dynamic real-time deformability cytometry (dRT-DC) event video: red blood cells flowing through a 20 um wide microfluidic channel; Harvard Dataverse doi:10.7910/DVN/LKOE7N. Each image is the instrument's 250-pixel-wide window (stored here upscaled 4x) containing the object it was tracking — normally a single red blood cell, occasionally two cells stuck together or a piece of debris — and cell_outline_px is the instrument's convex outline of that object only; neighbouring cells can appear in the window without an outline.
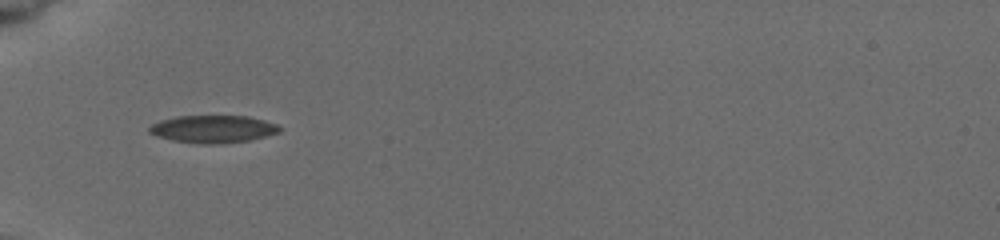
{"species": "common noctule bat (a hibernating species)", "species_latin": "Nyctalus noctula", "temperature_condition": "cold", "stored_images_in_passage": 31, "camera_frame_rate_fps": 3000, "um_per_image_px": 0.085, "animal": {"sex": "female", "body_mass_g": 19.5, "forearm_length_mm": 54.1}, "frame": {"image": 1, "passage_image": 1, "time_ms": 0.0, "image_size_px": [1000, 240], "cell_outline_px": [[280, 132], [248, 140], [220, 144], [204, 144], [172, 140], [156, 136], [148, 132], [148, 128], [152, 124], [160, 120], [176, 116], [248, 116], [264, 120], [276, 124], [280, 128]], "centroid_in_image_um": [18.07, 10.96], "position_along_channel_um": 66.9, "area_um2": 20.81}}
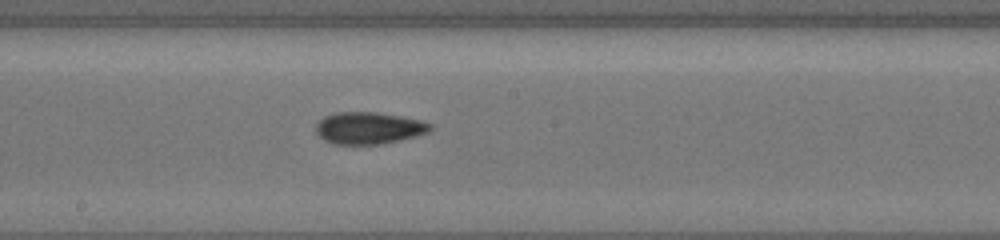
{"frame": {"image": 2, "passage_image": 13, "time_ms": 4.0, "image_size_px": [1000, 240], "cell_outline_px": [[432, 128], [428, 132], [416, 136], [400, 140], [380, 144], [336, 144], [324, 140], [316, 132], [316, 124], [324, 116], [336, 112], [376, 112], [400, 116], [420, 120], [432, 124]], "centroid_in_image_um": [31.34, 10.88], "position_along_channel_um": 216.9, "area_um2": 21.21}}
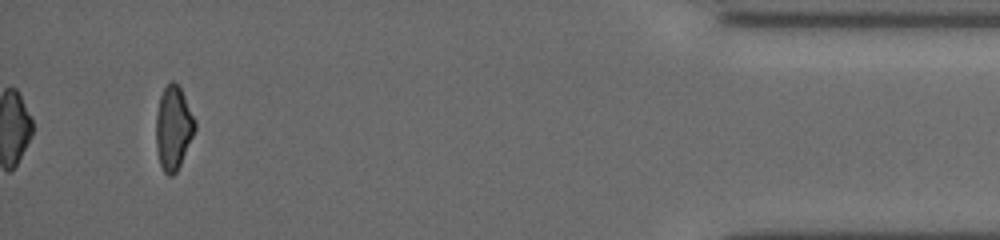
{"frame": {"image": 3, "passage_image": 31, "time_ms": 10.667, "image_size_px": [1000, 240], "cell_outline_px": [[196, 128], [180, 164], [176, 172], [172, 176], [168, 176], [164, 172], [160, 164], [156, 148], [156, 116], [160, 96], [164, 88], [172, 80], [180, 88], [196, 120]], "centroid_in_image_um": [14.73, 10.88], "position_along_channel_um": 420.5, "area_um2": 18.79}, "authors_computed_cell_mechanics": {"area_um2": 20.4034, "velocity_mm_per_s": 3.9029, "shape_relaxation_time_tau1_ms": 5.9061, "shape_relaxation_time_tau2_ms": 3.0754, "deformation_change_tau1": 0.146, "deformation_change_tau2": 0.0946}}